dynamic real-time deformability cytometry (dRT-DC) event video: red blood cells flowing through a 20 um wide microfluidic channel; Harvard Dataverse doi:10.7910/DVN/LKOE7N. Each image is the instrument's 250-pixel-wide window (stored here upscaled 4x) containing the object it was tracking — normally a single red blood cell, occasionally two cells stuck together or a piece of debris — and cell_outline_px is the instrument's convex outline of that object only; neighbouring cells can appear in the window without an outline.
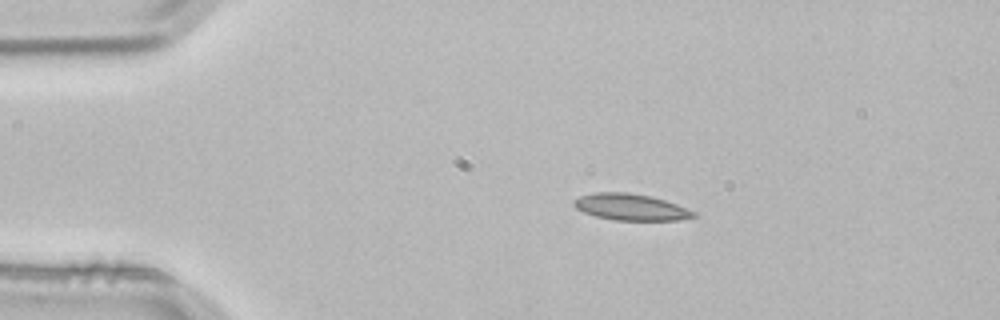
{"species": "common noctule bat (a hibernating species)", "species_latin": "Nyctalus noctula", "temperature_condition": "room temperature", "stored_images_in_passage": 2, "camera_frame_rate_fps": 3000, "um_per_image_px": 0.085, "animal": {"sex": "male", "body_mass_g": 21.5, "forearm_length_mm": 52.0}, "frame": {"image": 1, "passage_image": 1, "time_ms": 0.0, "image_size_px": [1000, 320], "cell_outline_px": [[696, 216], [680, 220], [616, 220], [596, 216], [584, 212], [576, 208], [572, 204], [572, 200], [580, 196], [596, 192], [628, 192], [652, 196], [676, 204], [696, 212]], "centroid_in_image_um": [53.6, 17.59], "position_along_channel_um": 31.4, "area_um2": 18.44}}